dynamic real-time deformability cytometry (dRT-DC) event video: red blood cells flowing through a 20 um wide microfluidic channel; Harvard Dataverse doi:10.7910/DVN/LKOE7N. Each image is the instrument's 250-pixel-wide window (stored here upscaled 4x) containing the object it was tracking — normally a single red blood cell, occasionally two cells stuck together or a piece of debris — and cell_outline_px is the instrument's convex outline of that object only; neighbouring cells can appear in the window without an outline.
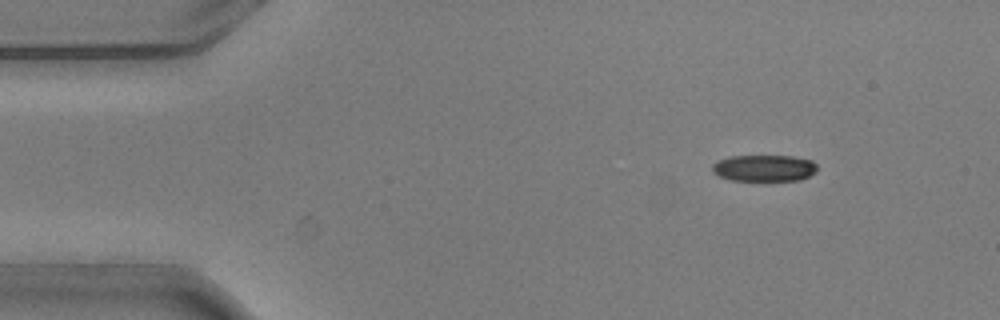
{"species": "common noctule bat (a hibernating species)", "species_latin": "Nyctalus noctula", "temperature_condition": "warm", "stored_images_in_passage": 4, "camera_frame_rate_fps": 3000, "um_per_image_px": 0.085, "animal": {"sex": "male", "body_mass_g": 20.5, "forearm_length_mm": 52.5}, "frame": {"image": 1, "passage_image": 1, "time_ms": 0.0, "image_size_px": [1000, 320], "cell_outline_px": [[816, 172], [800, 180], [732, 180], [720, 176], [712, 172], [712, 164], [728, 156], [792, 156], [812, 160], [816, 164]], "centroid_in_image_um": [64.96, 14.28], "position_along_channel_um": 20.0, "area_um2": 16.13}}